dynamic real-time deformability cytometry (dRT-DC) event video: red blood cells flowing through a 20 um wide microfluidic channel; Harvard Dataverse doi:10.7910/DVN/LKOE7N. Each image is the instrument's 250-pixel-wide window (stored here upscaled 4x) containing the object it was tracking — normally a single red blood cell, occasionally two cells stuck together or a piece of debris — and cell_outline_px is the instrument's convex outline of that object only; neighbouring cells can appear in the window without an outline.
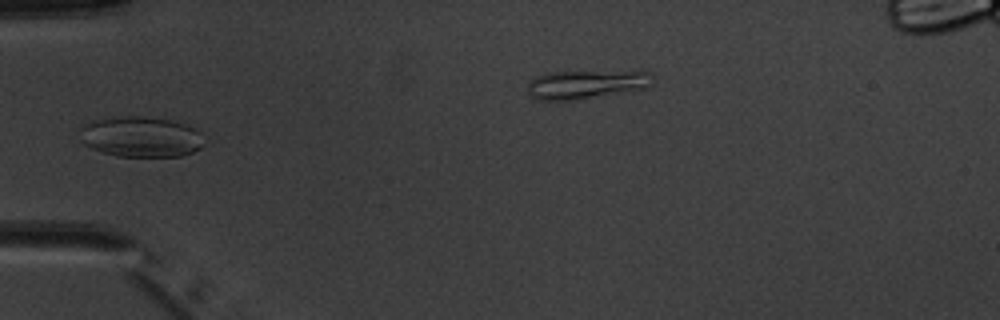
{"species": "common noctule bat (a hibernating species)", "species_latin": "Nyctalus noctula", "temperature_condition": "warm", "stored_images_in_passage": 7, "segment_of_instrument_passage": [1, 2], "camera_frame_rate_fps": 3000, "um_per_image_px": 0.085, "animal": {"sex": "male", "body_mass_g": 20.1, "forearm_length_mm": 53.5}, "frame": {"image": 1, "passage_image": 6, "time_ms": 5.667, "image_size_px": [1000, 320], "cell_outline_px": [[204, 144], [200, 148], [192, 152], [180, 156], [116, 156], [92, 148], [84, 144], [80, 140], [80, 128], [92, 120], [116, 116], [140, 116], [168, 120], [184, 124], [200, 132]], "centroid_in_image_um": [11.94, 11.62], "position_along_channel_um": 73.1, "area_um2": 29.19}}